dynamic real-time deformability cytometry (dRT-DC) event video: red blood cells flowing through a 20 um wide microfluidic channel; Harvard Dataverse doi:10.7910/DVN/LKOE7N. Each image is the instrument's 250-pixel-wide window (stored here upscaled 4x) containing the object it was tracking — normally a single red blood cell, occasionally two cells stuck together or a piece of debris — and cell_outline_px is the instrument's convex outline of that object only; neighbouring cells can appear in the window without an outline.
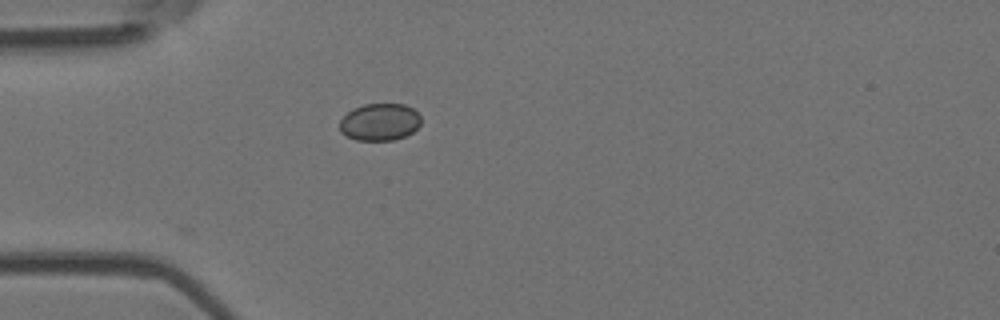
{"species": "Egyptian fruit bat (a non-hibernating species)", "species_latin": "Rousettus aegyptiacus", "temperature_condition": "room temperature", "stored_images_in_passage": 37, "camera_frame_rate_fps": 3000, "um_per_image_px": 0.085, "animal": {"sex": "female"}, "frame": {"image": 1, "passage_image": 1, "time_ms": 0.0, "image_size_px": [1000, 320], "cell_outline_px": [[420, 124], [412, 132], [404, 136], [392, 140], [356, 140], [340, 132], [340, 120], [352, 108], [364, 104], [404, 104], [412, 108], [420, 116]], "centroid_in_image_um": [32.26, 10.36], "position_along_channel_um": 52.7, "area_um2": 17.51}}
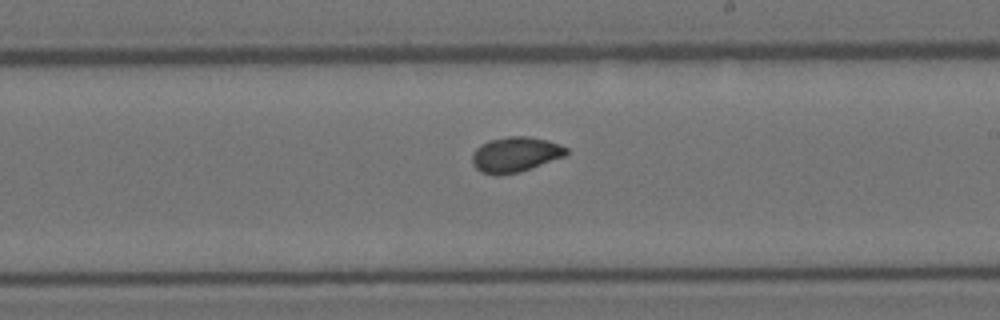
{"frame": {"image": 2, "passage_image": 16, "time_ms": 5.0, "image_size_px": [1000, 320], "cell_outline_px": [[568, 152], [564, 156], [532, 168], [520, 172], [500, 176], [496, 176], [480, 172], [472, 164], [472, 152], [480, 144], [488, 140], [508, 136], [528, 136], [548, 140], [560, 144], [568, 148]], "centroid_in_image_um": [43.77, 13.14], "position_along_channel_um": 245.2, "area_um2": 19.65}}
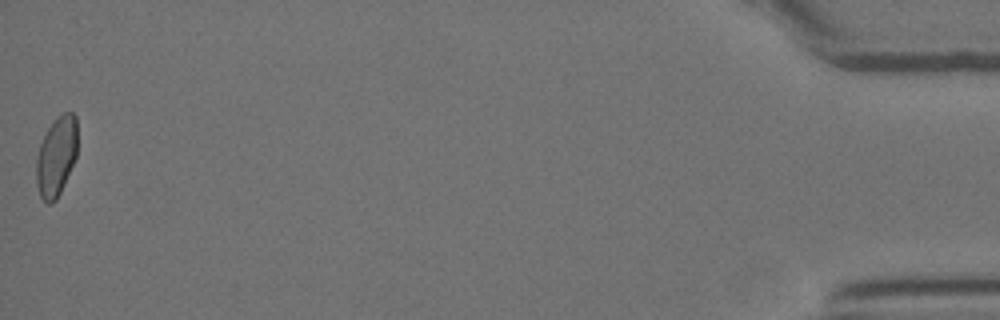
{"frame": {"image": 3, "passage_image": 37, "time_ms": 12.0, "image_size_px": [1000, 320], "cell_outline_px": [[76, 156], [60, 192], [56, 200], [52, 204], [48, 204], [40, 196], [36, 184], [36, 156], [40, 144], [52, 120], [56, 116], [64, 112], [72, 112], [76, 116]], "centroid_in_image_um": [4.77, 13.28], "position_along_channel_um": 430.4, "area_um2": 19.02}, "authors_computed_cell_mechanics": {"area_um2": 19.0162, "velocity_mm_per_s": 4.0151, "shape_relaxation_time_tau1_ms": null, "shape_relaxation_time_tau2_ms": 3.8334, "deformation_change_tau1": null, "deformation_change_tau2": 0.0459}}